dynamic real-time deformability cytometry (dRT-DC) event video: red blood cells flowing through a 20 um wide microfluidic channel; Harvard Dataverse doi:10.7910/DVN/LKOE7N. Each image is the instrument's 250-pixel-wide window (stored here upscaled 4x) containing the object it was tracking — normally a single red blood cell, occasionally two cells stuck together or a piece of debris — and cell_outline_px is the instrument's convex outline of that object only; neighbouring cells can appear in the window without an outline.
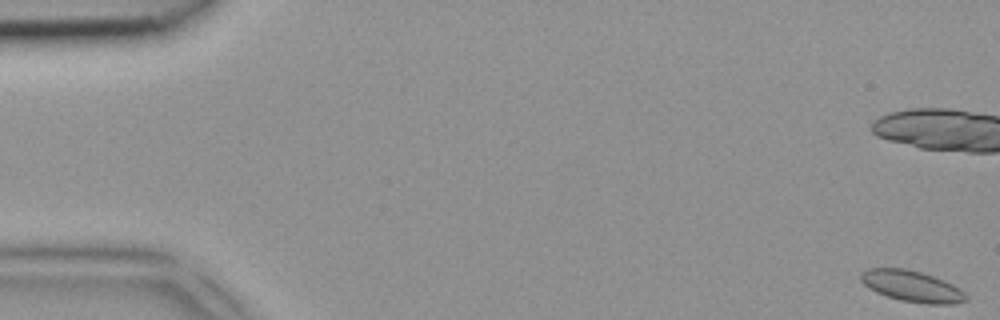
{"species": "common noctule bat (a hibernating species)", "species_latin": "Nyctalus noctula", "temperature_condition": "room temperature", "stored_images_in_passage": 6, "camera_frame_rate_fps": 3000, "um_per_image_px": 0.085, "animal": {"sex": "female", "body_mass_g": 18.4}, "frame": {"image": 1, "passage_image": 1, "time_ms": 0.0, "image_size_px": [1000, 320], "cell_outline_px": [[968, 300], [956, 304], [928, 304], [900, 300], [876, 292], [868, 288], [860, 280], [860, 272], [868, 268], [908, 268], [944, 280], [952, 284], [964, 292], [968, 296]], "centroid_in_image_um": [77.51, 24.33], "position_along_channel_um": 7.5, "area_um2": 19.19}}
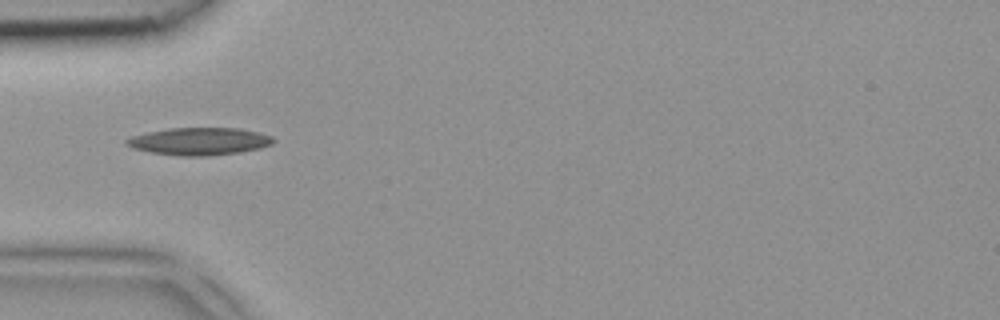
{"frame": {"image": 2, "passage_image": 6, "time_ms": 1.667, "image_size_px": [1000, 320], "cell_outline_px": [[276, 140], [272, 144], [260, 148], [240, 152], [208, 156], [176, 156], [152, 152], [132, 148], [124, 144], [124, 140], [132, 136], [148, 132], [168, 128], [240, 128], [272, 136]], "centroid_in_image_um": [16.93, 12.01], "position_along_channel_um": 68.1, "area_um2": 23.58}}